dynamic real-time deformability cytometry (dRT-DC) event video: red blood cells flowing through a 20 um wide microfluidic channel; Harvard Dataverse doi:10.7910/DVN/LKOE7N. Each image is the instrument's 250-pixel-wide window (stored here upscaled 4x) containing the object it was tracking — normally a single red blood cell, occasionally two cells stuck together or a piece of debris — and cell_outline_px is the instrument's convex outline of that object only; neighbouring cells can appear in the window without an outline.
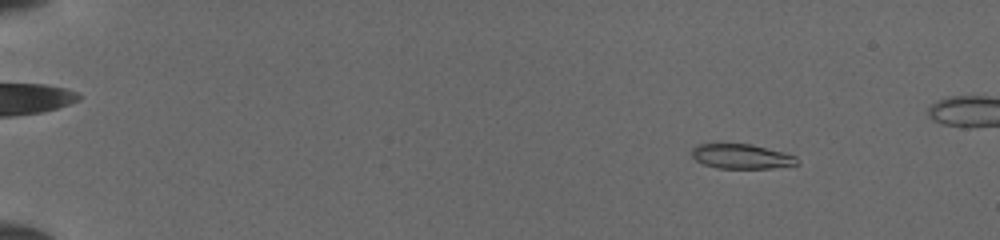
{"species": "common noctule bat (a hibernating species)", "species_latin": "Nyctalus noctula", "temperature_condition": "cold", "stored_images_in_passage": 51, "camera_frame_rate_fps": 3000, "um_per_image_px": 0.085, "animal": {"sex": "female", "body_mass_g": 19.5, "forearm_length_mm": 54.1}, "frame": {"image": 1, "passage_image": 8, "time_ms": 2.333, "image_size_px": [1000, 240], "cell_outline_px": [[800, 164], [772, 168], [716, 168], [704, 164], [696, 160], [692, 156], [692, 148], [696, 144], [712, 140], [752, 144], [784, 152], [796, 156], [800, 160]], "centroid_in_image_um": [62.97, 13.23], "position_along_channel_um": 22.0, "area_um2": 16.07}}
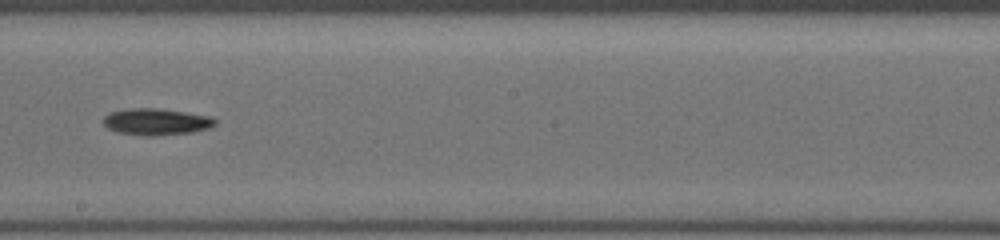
{"frame": {"image": 2, "passage_image": 32, "time_ms": 10.333, "image_size_px": [1000, 240], "cell_outline_px": [[216, 124], [208, 128], [192, 132], [152, 136], [144, 136], [116, 132], [108, 128], [100, 120], [108, 112], [132, 108], [160, 108], [212, 116], [216, 120]], "centroid_in_image_um": [13.25, 10.34], "position_along_channel_um": 235.0, "area_um2": 17.57}}
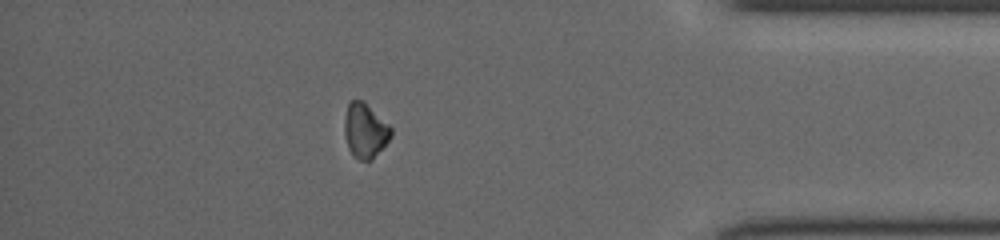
{"frame": {"image": 3, "passage_image": 46, "time_ms": 15.0, "image_size_px": [1000, 240], "cell_outline_px": [[392, 136], [372, 160], [360, 160], [352, 156], [348, 148], [344, 136], [344, 120], [348, 104], [352, 100], [364, 100], [392, 128]], "centroid_in_image_um": [31.02, 11.11], "position_along_channel_um": 404.2, "area_um2": 14.97}}